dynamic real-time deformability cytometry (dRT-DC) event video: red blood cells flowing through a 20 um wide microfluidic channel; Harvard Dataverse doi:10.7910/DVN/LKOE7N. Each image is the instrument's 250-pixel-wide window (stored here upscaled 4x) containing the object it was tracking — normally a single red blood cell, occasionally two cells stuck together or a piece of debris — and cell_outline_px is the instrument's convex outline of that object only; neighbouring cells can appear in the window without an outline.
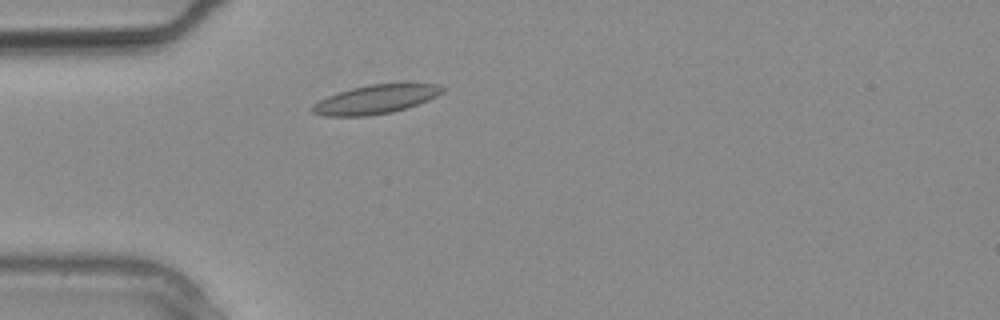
{"species": "common noctule bat (a hibernating species)", "species_latin": "Nyctalus noctula", "temperature_condition": "warm", "stored_images_in_passage": 2, "segment_of_instrument_passage": [1, 2], "camera_frame_rate_fps": 3000, "um_per_image_px": 0.085, "animal": {"sex": "male", "body_mass_g": 20.4}, "frame": {"image": 1, "passage_image": 1, "time_ms": 0.0, "image_size_px": [1000, 320], "cell_outline_px": [[444, 92], [428, 100], [392, 112], [368, 116], [324, 116], [312, 112], [312, 104], [328, 96], [352, 88], [368, 84], [440, 84], [444, 88]], "centroid_in_image_um": [31.92, 8.45], "position_along_channel_um": 53.1, "area_um2": 21.56}}